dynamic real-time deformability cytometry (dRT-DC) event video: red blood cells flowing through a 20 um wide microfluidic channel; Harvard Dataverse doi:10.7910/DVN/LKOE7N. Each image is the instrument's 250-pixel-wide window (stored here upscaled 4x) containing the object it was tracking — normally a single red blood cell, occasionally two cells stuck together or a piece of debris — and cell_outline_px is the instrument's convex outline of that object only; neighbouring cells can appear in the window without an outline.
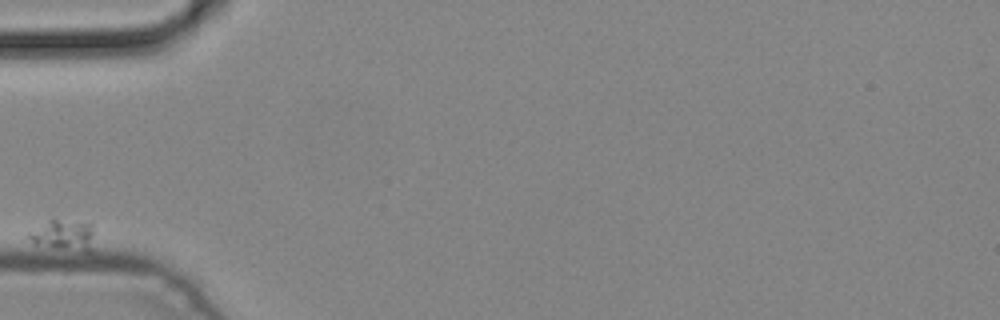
{"species": "common noctule bat (a hibernating species)", "species_latin": "Nyctalus noctula", "temperature_condition": "cold", "stored_images_in_passage": 1, "camera_frame_rate_fps": 3000, "um_per_image_px": 0.085, "animal": {"sex": "male", "body_mass_g": 19.2, "forearm_length_mm": 51.8}, "frame": {"image": 1, "passage_image": 1, "time_ms": 0.0, "image_size_px": [1000, 320], "cell_outline_px": [[92, 252], [84, 252], [56, 248], [36, 244], [24, 236], [48, 220], [56, 220], [92, 224]], "centroid_in_image_um": [5.39, 20.02], "position_along_channel_um": 79.6, "area_um2": 11.5}}